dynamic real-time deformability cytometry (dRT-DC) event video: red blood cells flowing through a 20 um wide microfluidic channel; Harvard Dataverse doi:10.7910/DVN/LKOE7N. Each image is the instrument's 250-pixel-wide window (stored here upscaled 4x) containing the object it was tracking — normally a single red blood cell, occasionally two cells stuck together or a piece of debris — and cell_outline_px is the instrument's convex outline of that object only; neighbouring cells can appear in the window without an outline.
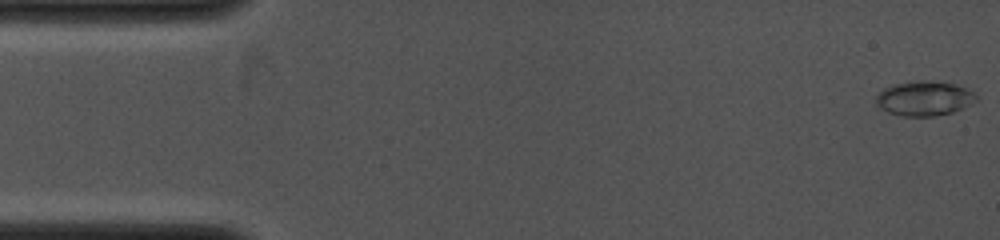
{"species": "common noctule bat (a hibernating species)", "species_latin": "Nyctalus noctula", "temperature_condition": "cold", "stored_images_in_passage": 62, "camera_frame_rate_fps": 4000, "um_per_image_px": 0.085, "animal": {"sex": "female", "body_mass_g": 19.0, "forearm_length_mm": 53.3}, "frame": {"image": 1, "passage_image": 1, "time_ms": 0.0, "image_size_px": [1000, 240], "cell_outline_px": [[976, 100], [972, 104], [952, 112], [936, 116], [900, 116], [888, 112], [880, 108], [876, 104], [876, 96], [884, 88], [892, 84], [920, 80], [932, 80], [956, 84], [972, 92], [976, 96]], "centroid_in_image_um": [78.54, 8.36], "position_along_channel_um": 6.5, "area_um2": 20.29}}
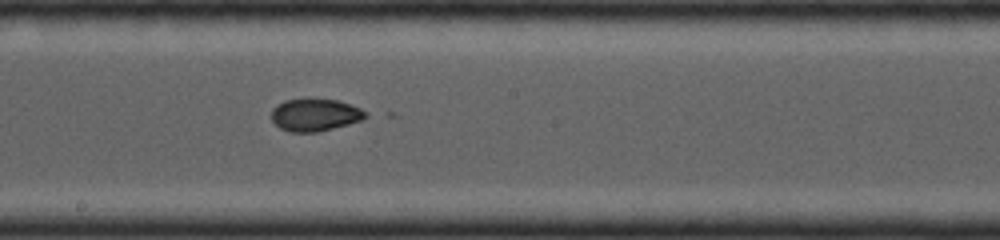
{"frame": {"image": 2, "passage_image": 35, "time_ms": 7.0, "image_size_px": [1000, 240], "cell_outline_px": [[368, 116], [360, 120], [348, 124], [316, 132], [288, 132], [280, 128], [272, 120], [272, 112], [284, 100], [336, 100], [360, 108]], "centroid_in_image_um": [26.77, 9.79], "position_along_channel_um": 221.4, "area_um2": 17.11}}
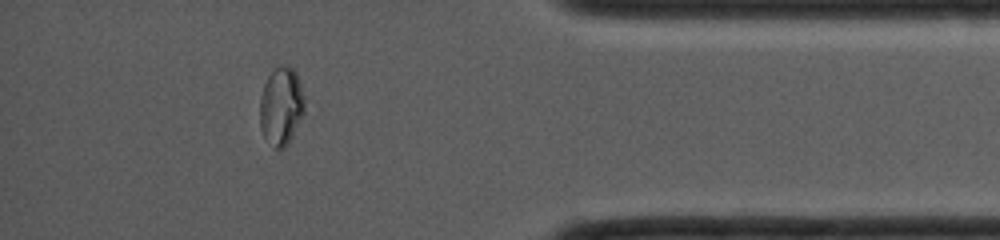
{"frame": {"image": 3, "passage_image": 54, "time_ms": 11.25, "image_size_px": [1000, 240], "cell_outline_px": [[304, 112], [288, 144], [284, 148], [276, 148], [264, 136], [260, 128], [260, 100], [264, 84], [268, 76], [280, 64], [292, 68], [296, 72], [300, 84], [304, 100]], "centroid_in_image_um": [23.89, 9.01], "position_along_channel_um": 411.3, "area_um2": 20.0}}